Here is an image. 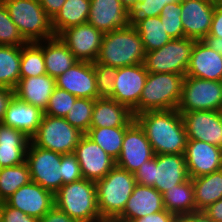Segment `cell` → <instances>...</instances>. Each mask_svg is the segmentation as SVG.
Listing matches in <instances>:
<instances>
[{
    "label": "cell",
    "instance_id": "cell-26",
    "mask_svg": "<svg viewBox=\"0 0 222 222\" xmlns=\"http://www.w3.org/2000/svg\"><path fill=\"white\" fill-rule=\"evenodd\" d=\"M56 88V79L48 74L20 78L14 88L15 96L45 112L50 96Z\"/></svg>",
    "mask_w": 222,
    "mask_h": 222
},
{
    "label": "cell",
    "instance_id": "cell-41",
    "mask_svg": "<svg viewBox=\"0 0 222 222\" xmlns=\"http://www.w3.org/2000/svg\"><path fill=\"white\" fill-rule=\"evenodd\" d=\"M76 99L77 97L71 93L56 87L49 98L44 114L65 118Z\"/></svg>",
    "mask_w": 222,
    "mask_h": 222
},
{
    "label": "cell",
    "instance_id": "cell-55",
    "mask_svg": "<svg viewBox=\"0 0 222 222\" xmlns=\"http://www.w3.org/2000/svg\"><path fill=\"white\" fill-rule=\"evenodd\" d=\"M211 5H222V0H207Z\"/></svg>",
    "mask_w": 222,
    "mask_h": 222
},
{
    "label": "cell",
    "instance_id": "cell-3",
    "mask_svg": "<svg viewBox=\"0 0 222 222\" xmlns=\"http://www.w3.org/2000/svg\"><path fill=\"white\" fill-rule=\"evenodd\" d=\"M134 176L137 184L154 187L160 194L189 179L184 154H156Z\"/></svg>",
    "mask_w": 222,
    "mask_h": 222
},
{
    "label": "cell",
    "instance_id": "cell-5",
    "mask_svg": "<svg viewBox=\"0 0 222 222\" xmlns=\"http://www.w3.org/2000/svg\"><path fill=\"white\" fill-rule=\"evenodd\" d=\"M54 205L78 222H96L101 219L96 184L84 178L63 185L54 194Z\"/></svg>",
    "mask_w": 222,
    "mask_h": 222
},
{
    "label": "cell",
    "instance_id": "cell-43",
    "mask_svg": "<svg viewBox=\"0 0 222 222\" xmlns=\"http://www.w3.org/2000/svg\"><path fill=\"white\" fill-rule=\"evenodd\" d=\"M59 170L61 172L63 185L83 178L79 162L73 153L62 155L61 167Z\"/></svg>",
    "mask_w": 222,
    "mask_h": 222
},
{
    "label": "cell",
    "instance_id": "cell-47",
    "mask_svg": "<svg viewBox=\"0 0 222 222\" xmlns=\"http://www.w3.org/2000/svg\"><path fill=\"white\" fill-rule=\"evenodd\" d=\"M207 36L222 38V5L215 6L211 28Z\"/></svg>",
    "mask_w": 222,
    "mask_h": 222
},
{
    "label": "cell",
    "instance_id": "cell-53",
    "mask_svg": "<svg viewBox=\"0 0 222 222\" xmlns=\"http://www.w3.org/2000/svg\"><path fill=\"white\" fill-rule=\"evenodd\" d=\"M122 5L128 9L129 11L132 10V8L136 5L138 0H120Z\"/></svg>",
    "mask_w": 222,
    "mask_h": 222
},
{
    "label": "cell",
    "instance_id": "cell-31",
    "mask_svg": "<svg viewBox=\"0 0 222 222\" xmlns=\"http://www.w3.org/2000/svg\"><path fill=\"white\" fill-rule=\"evenodd\" d=\"M89 10L90 0H66L52 19V29L55 36L70 27L87 23Z\"/></svg>",
    "mask_w": 222,
    "mask_h": 222
},
{
    "label": "cell",
    "instance_id": "cell-49",
    "mask_svg": "<svg viewBox=\"0 0 222 222\" xmlns=\"http://www.w3.org/2000/svg\"><path fill=\"white\" fill-rule=\"evenodd\" d=\"M66 0H39L40 5L44 9L45 13L53 19L60 11Z\"/></svg>",
    "mask_w": 222,
    "mask_h": 222
},
{
    "label": "cell",
    "instance_id": "cell-37",
    "mask_svg": "<svg viewBox=\"0 0 222 222\" xmlns=\"http://www.w3.org/2000/svg\"><path fill=\"white\" fill-rule=\"evenodd\" d=\"M95 99L77 98L65 119L86 134L90 128Z\"/></svg>",
    "mask_w": 222,
    "mask_h": 222
},
{
    "label": "cell",
    "instance_id": "cell-6",
    "mask_svg": "<svg viewBox=\"0 0 222 222\" xmlns=\"http://www.w3.org/2000/svg\"><path fill=\"white\" fill-rule=\"evenodd\" d=\"M95 184L101 218L116 219L124 211L137 183L133 173L116 165Z\"/></svg>",
    "mask_w": 222,
    "mask_h": 222
},
{
    "label": "cell",
    "instance_id": "cell-42",
    "mask_svg": "<svg viewBox=\"0 0 222 222\" xmlns=\"http://www.w3.org/2000/svg\"><path fill=\"white\" fill-rule=\"evenodd\" d=\"M181 1L182 0H138L130 11V18L159 16L166 4Z\"/></svg>",
    "mask_w": 222,
    "mask_h": 222
},
{
    "label": "cell",
    "instance_id": "cell-44",
    "mask_svg": "<svg viewBox=\"0 0 222 222\" xmlns=\"http://www.w3.org/2000/svg\"><path fill=\"white\" fill-rule=\"evenodd\" d=\"M0 222H39V219L0 202Z\"/></svg>",
    "mask_w": 222,
    "mask_h": 222
},
{
    "label": "cell",
    "instance_id": "cell-30",
    "mask_svg": "<svg viewBox=\"0 0 222 222\" xmlns=\"http://www.w3.org/2000/svg\"><path fill=\"white\" fill-rule=\"evenodd\" d=\"M162 195L165 209L178 218L196 211L194 187L191 178L167 190Z\"/></svg>",
    "mask_w": 222,
    "mask_h": 222
},
{
    "label": "cell",
    "instance_id": "cell-17",
    "mask_svg": "<svg viewBox=\"0 0 222 222\" xmlns=\"http://www.w3.org/2000/svg\"><path fill=\"white\" fill-rule=\"evenodd\" d=\"M189 178L222 169V148L200 140H187L184 152Z\"/></svg>",
    "mask_w": 222,
    "mask_h": 222
},
{
    "label": "cell",
    "instance_id": "cell-12",
    "mask_svg": "<svg viewBox=\"0 0 222 222\" xmlns=\"http://www.w3.org/2000/svg\"><path fill=\"white\" fill-rule=\"evenodd\" d=\"M103 36L102 31L88 22L70 27L58 35L78 61L91 63L98 58Z\"/></svg>",
    "mask_w": 222,
    "mask_h": 222
},
{
    "label": "cell",
    "instance_id": "cell-51",
    "mask_svg": "<svg viewBox=\"0 0 222 222\" xmlns=\"http://www.w3.org/2000/svg\"><path fill=\"white\" fill-rule=\"evenodd\" d=\"M205 213L215 222H222V199L204 209Z\"/></svg>",
    "mask_w": 222,
    "mask_h": 222
},
{
    "label": "cell",
    "instance_id": "cell-1",
    "mask_svg": "<svg viewBox=\"0 0 222 222\" xmlns=\"http://www.w3.org/2000/svg\"><path fill=\"white\" fill-rule=\"evenodd\" d=\"M156 154H184L187 133L177 109L144 111L134 116Z\"/></svg>",
    "mask_w": 222,
    "mask_h": 222
},
{
    "label": "cell",
    "instance_id": "cell-28",
    "mask_svg": "<svg viewBox=\"0 0 222 222\" xmlns=\"http://www.w3.org/2000/svg\"><path fill=\"white\" fill-rule=\"evenodd\" d=\"M35 43L43 50L46 73L51 77L57 78L78 62L58 36Z\"/></svg>",
    "mask_w": 222,
    "mask_h": 222
},
{
    "label": "cell",
    "instance_id": "cell-48",
    "mask_svg": "<svg viewBox=\"0 0 222 222\" xmlns=\"http://www.w3.org/2000/svg\"><path fill=\"white\" fill-rule=\"evenodd\" d=\"M15 96L14 90L8 87H0V123L3 121L9 103Z\"/></svg>",
    "mask_w": 222,
    "mask_h": 222
},
{
    "label": "cell",
    "instance_id": "cell-4",
    "mask_svg": "<svg viewBox=\"0 0 222 222\" xmlns=\"http://www.w3.org/2000/svg\"><path fill=\"white\" fill-rule=\"evenodd\" d=\"M184 77L175 73H148L139 104L132 110L133 116L144 111L177 109Z\"/></svg>",
    "mask_w": 222,
    "mask_h": 222
},
{
    "label": "cell",
    "instance_id": "cell-36",
    "mask_svg": "<svg viewBox=\"0 0 222 222\" xmlns=\"http://www.w3.org/2000/svg\"><path fill=\"white\" fill-rule=\"evenodd\" d=\"M45 74L47 73L45 69L43 50L35 42H30L21 46V78H29Z\"/></svg>",
    "mask_w": 222,
    "mask_h": 222
},
{
    "label": "cell",
    "instance_id": "cell-9",
    "mask_svg": "<svg viewBox=\"0 0 222 222\" xmlns=\"http://www.w3.org/2000/svg\"><path fill=\"white\" fill-rule=\"evenodd\" d=\"M195 40L186 37L171 39L160 49L146 52L144 66L148 73L186 75Z\"/></svg>",
    "mask_w": 222,
    "mask_h": 222
},
{
    "label": "cell",
    "instance_id": "cell-50",
    "mask_svg": "<svg viewBox=\"0 0 222 222\" xmlns=\"http://www.w3.org/2000/svg\"><path fill=\"white\" fill-rule=\"evenodd\" d=\"M179 222H215L204 210H197L179 218Z\"/></svg>",
    "mask_w": 222,
    "mask_h": 222
},
{
    "label": "cell",
    "instance_id": "cell-10",
    "mask_svg": "<svg viewBox=\"0 0 222 222\" xmlns=\"http://www.w3.org/2000/svg\"><path fill=\"white\" fill-rule=\"evenodd\" d=\"M177 110L182 114L199 110H222V81L185 76Z\"/></svg>",
    "mask_w": 222,
    "mask_h": 222
},
{
    "label": "cell",
    "instance_id": "cell-33",
    "mask_svg": "<svg viewBox=\"0 0 222 222\" xmlns=\"http://www.w3.org/2000/svg\"><path fill=\"white\" fill-rule=\"evenodd\" d=\"M21 46L0 45V87L13 89L20 81Z\"/></svg>",
    "mask_w": 222,
    "mask_h": 222
},
{
    "label": "cell",
    "instance_id": "cell-16",
    "mask_svg": "<svg viewBox=\"0 0 222 222\" xmlns=\"http://www.w3.org/2000/svg\"><path fill=\"white\" fill-rule=\"evenodd\" d=\"M147 76L148 71L143 63L117 68L114 90L110 98L132 111L139 104Z\"/></svg>",
    "mask_w": 222,
    "mask_h": 222
},
{
    "label": "cell",
    "instance_id": "cell-32",
    "mask_svg": "<svg viewBox=\"0 0 222 222\" xmlns=\"http://www.w3.org/2000/svg\"><path fill=\"white\" fill-rule=\"evenodd\" d=\"M196 211L204 210L209 205L222 199V169L192 179Z\"/></svg>",
    "mask_w": 222,
    "mask_h": 222
},
{
    "label": "cell",
    "instance_id": "cell-13",
    "mask_svg": "<svg viewBox=\"0 0 222 222\" xmlns=\"http://www.w3.org/2000/svg\"><path fill=\"white\" fill-rule=\"evenodd\" d=\"M154 156L155 153L144 130L134 121L126 129L116 165L135 174L143 163L154 158Z\"/></svg>",
    "mask_w": 222,
    "mask_h": 222
},
{
    "label": "cell",
    "instance_id": "cell-24",
    "mask_svg": "<svg viewBox=\"0 0 222 222\" xmlns=\"http://www.w3.org/2000/svg\"><path fill=\"white\" fill-rule=\"evenodd\" d=\"M135 121L132 111L111 98H97L90 128L129 127Z\"/></svg>",
    "mask_w": 222,
    "mask_h": 222
},
{
    "label": "cell",
    "instance_id": "cell-27",
    "mask_svg": "<svg viewBox=\"0 0 222 222\" xmlns=\"http://www.w3.org/2000/svg\"><path fill=\"white\" fill-rule=\"evenodd\" d=\"M31 141L23 132L0 123V166L13 167L26 160Z\"/></svg>",
    "mask_w": 222,
    "mask_h": 222
},
{
    "label": "cell",
    "instance_id": "cell-54",
    "mask_svg": "<svg viewBox=\"0 0 222 222\" xmlns=\"http://www.w3.org/2000/svg\"><path fill=\"white\" fill-rule=\"evenodd\" d=\"M96 222H124V221L114 219V218H101Z\"/></svg>",
    "mask_w": 222,
    "mask_h": 222
},
{
    "label": "cell",
    "instance_id": "cell-46",
    "mask_svg": "<svg viewBox=\"0 0 222 222\" xmlns=\"http://www.w3.org/2000/svg\"><path fill=\"white\" fill-rule=\"evenodd\" d=\"M39 222H78L70 218L62 210L55 205L42 217Z\"/></svg>",
    "mask_w": 222,
    "mask_h": 222
},
{
    "label": "cell",
    "instance_id": "cell-18",
    "mask_svg": "<svg viewBox=\"0 0 222 222\" xmlns=\"http://www.w3.org/2000/svg\"><path fill=\"white\" fill-rule=\"evenodd\" d=\"M4 202L29 216L40 219L54 206V194L31 181L20 187Z\"/></svg>",
    "mask_w": 222,
    "mask_h": 222
},
{
    "label": "cell",
    "instance_id": "cell-25",
    "mask_svg": "<svg viewBox=\"0 0 222 222\" xmlns=\"http://www.w3.org/2000/svg\"><path fill=\"white\" fill-rule=\"evenodd\" d=\"M43 114L38 107L14 96L1 123L23 132L31 139L37 133Z\"/></svg>",
    "mask_w": 222,
    "mask_h": 222
},
{
    "label": "cell",
    "instance_id": "cell-2",
    "mask_svg": "<svg viewBox=\"0 0 222 222\" xmlns=\"http://www.w3.org/2000/svg\"><path fill=\"white\" fill-rule=\"evenodd\" d=\"M145 49L141 36L130 25L104 33L96 62L114 68L144 63Z\"/></svg>",
    "mask_w": 222,
    "mask_h": 222
},
{
    "label": "cell",
    "instance_id": "cell-52",
    "mask_svg": "<svg viewBox=\"0 0 222 222\" xmlns=\"http://www.w3.org/2000/svg\"><path fill=\"white\" fill-rule=\"evenodd\" d=\"M203 41L213 50L222 55V38L216 36H206Z\"/></svg>",
    "mask_w": 222,
    "mask_h": 222
},
{
    "label": "cell",
    "instance_id": "cell-40",
    "mask_svg": "<svg viewBox=\"0 0 222 222\" xmlns=\"http://www.w3.org/2000/svg\"><path fill=\"white\" fill-rule=\"evenodd\" d=\"M98 98H110L114 90L117 68L93 62Z\"/></svg>",
    "mask_w": 222,
    "mask_h": 222
},
{
    "label": "cell",
    "instance_id": "cell-29",
    "mask_svg": "<svg viewBox=\"0 0 222 222\" xmlns=\"http://www.w3.org/2000/svg\"><path fill=\"white\" fill-rule=\"evenodd\" d=\"M130 19L131 25L141 36L145 52L160 49L172 39L165 31L160 16Z\"/></svg>",
    "mask_w": 222,
    "mask_h": 222
},
{
    "label": "cell",
    "instance_id": "cell-14",
    "mask_svg": "<svg viewBox=\"0 0 222 222\" xmlns=\"http://www.w3.org/2000/svg\"><path fill=\"white\" fill-rule=\"evenodd\" d=\"M73 154L79 162L83 178L93 182L104 178L116 166V160L86 134L78 142Z\"/></svg>",
    "mask_w": 222,
    "mask_h": 222
},
{
    "label": "cell",
    "instance_id": "cell-35",
    "mask_svg": "<svg viewBox=\"0 0 222 222\" xmlns=\"http://www.w3.org/2000/svg\"><path fill=\"white\" fill-rule=\"evenodd\" d=\"M31 182L30 171L26 162L0 169V202L6 201L20 187Z\"/></svg>",
    "mask_w": 222,
    "mask_h": 222
},
{
    "label": "cell",
    "instance_id": "cell-34",
    "mask_svg": "<svg viewBox=\"0 0 222 222\" xmlns=\"http://www.w3.org/2000/svg\"><path fill=\"white\" fill-rule=\"evenodd\" d=\"M128 127L89 128L86 135L109 156L117 160L121 153L123 138Z\"/></svg>",
    "mask_w": 222,
    "mask_h": 222
},
{
    "label": "cell",
    "instance_id": "cell-20",
    "mask_svg": "<svg viewBox=\"0 0 222 222\" xmlns=\"http://www.w3.org/2000/svg\"><path fill=\"white\" fill-rule=\"evenodd\" d=\"M180 3L184 37L203 40L209 34L215 6L207 0H182Z\"/></svg>",
    "mask_w": 222,
    "mask_h": 222
},
{
    "label": "cell",
    "instance_id": "cell-19",
    "mask_svg": "<svg viewBox=\"0 0 222 222\" xmlns=\"http://www.w3.org/2000/svg\"><path fill=\"white\" fill-rule=\"evenodd\" d=\"M89 24L103 33L131 25L130 11L120 0H90Z\"/></svg>",
    "mask_w": 222,
    "mask_h": 222
},
{
    "label": "cell",
    "instance_id": "cell-7",
    "mask_svg": "<svg viewBox=\"0 0 222 222\" xmlns=\"http://www.w3.org/2000/svg\"><path fill=\"white\" fill-rule=\"evenodd\" d=\"M11 20L28 42H38L55 37L52 19L45 13L39 0H2Z\"/></svg>",
    "mask_w": 222,
    "mask_h": 222
},
{
    "label": "cell",
    "instance_id": "cell-23",
    "mask_svg": "<svg viewBox=\"0 0 222 222\" xmlns=\"http://www.w3.org/2000/svg\"><path fill=\"white\" fill-rule=\"evenodd\" d=\"M163 195L154 187L136 184L124 211L116 218L124 222L164 210Z\"/></svg>",
    "mask_w": 222,
    "mask_h": 222
},
{
    "label": "cell",
    "instance_id": "cell-8",
    "mask_svg": "<svg viewBox=\"0 0 222 222\" xmlns=\"http://www.w3.org/2000/svg\"><path fill=\"white\" fill-rule=\"evenodd\" d=\"M84 135L65 118L43 114L37 133L31 142L38 147L60 154H72Z\"/></svg>",
    "mask_w": 222,
    "mask_h": 222
},
{
    "label": "cell",
    "instance_id": "cell-22",
    "mask_svg": "<svg viewBox=\"0 0 222 222\" xmlns=\"http://www.w3.org/2000/svg\"><path fill=\"white\" fill-rule=\"evenodd\" d=\"M185 76L222 81V55L203 40L195 41Z\"/></svg>",
    "mask_w": 222,
    "mask_h": 222
},
{
    "label": "cell",
    "instance_id": "cell-39",
    "mask_svg": "<svg viewBox=\"0 0 222 222\" xmlns=\"http://www.w3.org/2000/svg\"><path fill=\"white\" fill-rule=\"evenodd\" d=\"M27 43L11 20L5 4L0 0V45L24 46Z\"/></svg>",
    "mask_w": 222,
    "mask_h": 222
},
{
    "label": "cell",
    "instance_id": "cell-21",
    "mask_svg": "<svg viewBox=\"0 0 222 222\" xmlns=\"http://www.w3.org/2000/svg\"><path fill=\"white\" fill-rule=\"evenodd\" d=\"M56 79V87L77 98L97 99V84L93 63L78 61Z\"/></svg>",
    "mask_w": 222,
    "mask_h": 222
},
{
    "label": "cell",
    "instance_id": "cell-45",
    "mask_svg": "<svg viewBox=\"0 0 222 222\" xmlns=\"http://www.w3.org/2000/svg\"><path fill=\"white\" fill-rule=\"evenodd\" d=\"M130 222H179V218L164 209L161 212L148 214L142 218L131 220Z\"/></svg>",
    "mask_w": 222,
    "mask_h": 222
},
{
    "label": "cell",
    "instance_id": "cell-38",
    "mask_svg": "<svg viewBox=\"0 0 222 222\" xmlns=\"http://www.w3.org/2000/svg\"><path fill=\"white\" fill-rule=\"evenodd\" d=\"M182 4L180 2L168 3L162 9L160 16L165 31L172 39L184 37V28L181 21Z\"/></svg>",
    "mask_w": 222,
    "mask_h": 222
},
{
    "label": "cell",
    "instance_id": "cell-11",
    "mask_svg": "<svg viewBox=\"0 0 222 222\" xmlns=\"http://www.w3.org/2000/svg\"><path fill=\"white\" fill-rule=\"evenodd\" d=\"M63 154L53 152L38 146L31 141L27 147L26 160L31 181L55 194L62 186L59 168Z\"/></svg>",
    "mask_w": 222,
    "mask_h": 222
},
{
    "label": "cell",
    "instance_id": "cell-15",
    "mask_svg": "<svg viewBox=\"0 0 222 222\" xmlns=\"http://www.w3.org/2000/svg\"><path fill=\"white\" fill-rule=\"evenodd\" d=\"M181 115L188 140H200L222 148L221 111L199 110Z\"/></svg>",
    "mask_w": 222,
    "mask_h": 222
}]
</instances>
